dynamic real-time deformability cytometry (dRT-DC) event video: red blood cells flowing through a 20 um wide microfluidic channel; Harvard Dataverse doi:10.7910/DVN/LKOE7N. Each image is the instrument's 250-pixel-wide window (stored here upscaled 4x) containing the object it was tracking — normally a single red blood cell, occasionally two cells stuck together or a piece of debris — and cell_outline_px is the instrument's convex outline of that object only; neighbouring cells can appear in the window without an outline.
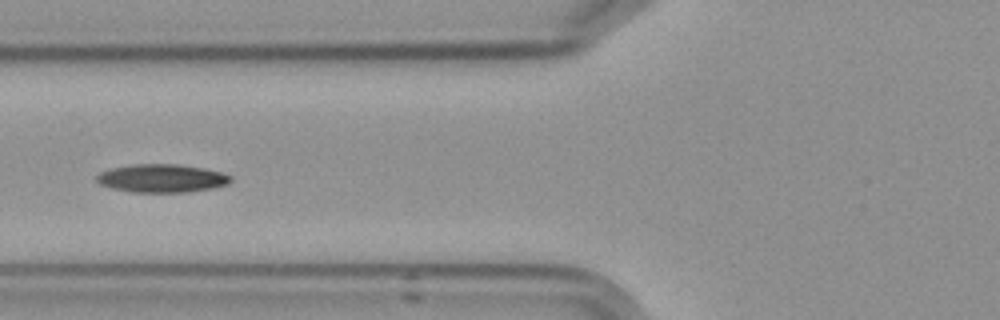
{"species": "Egyptian fruit bat (a non-hibernating species)", "species_latin": "Rousettus aegyptiacus", "temperature_condition": "cold", "stored_images_in_passage": 16, "camera_frame_rate_fps": 3000, "um_per_image_px": 0.085, "frame": {"image": 1, "passage_image": 7, "time_ms": 8.0, "image_size_px": [1000, 320], "cell_outline_px": [[232, 180], [228, 184], [212, 188], [188, 192], [132, 192], [112, 188], [100, 184], [96, 180], [96, 176], [100, 172], [112, 168], [132, 164], [176, 164], [200, 168], [220, 172], [232, 176]], "centroid_in_image_um": [13.74, 15.16], "position_along_channel_um": 112.1, "area_um2": 21.91}}
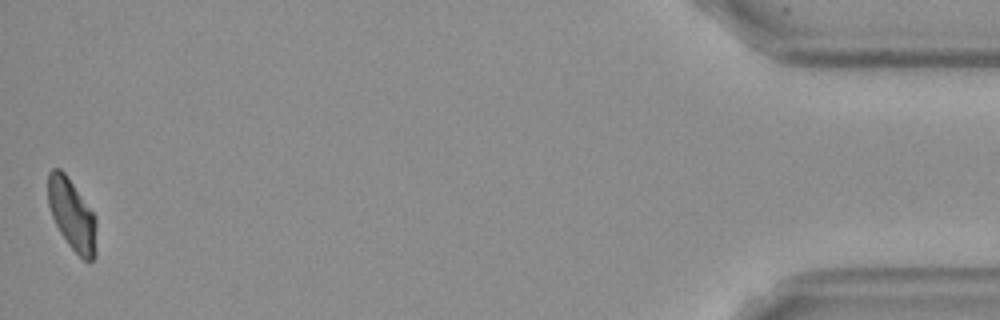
{"frame": {"image": 2, "passage_image": 16, "time_ms": 19.333, "image_size_px": [1000, 320], "cell_outline_px": [[96, 256], [92, 260], [84, 260], [68, 244], [60, 232], [52, 216], [48, 204], [48, 172], [52, 168], [60, 168], [64, 172], [96, 216]], "centroid_in_image_um": [6.12, 18.24], "position_along_channel_um": 429.1, "area_um2": 20.0}, "authors_computed_cell_mechanics": {"area_um2": 20.6924, "velocity_mm_per_s": 3.5473, "shape_relaxation_time_tau1_ms": 7.6755, "shape_relaxation_time_tau2_ms": null, "deformation_change_tau1": 0.1521, "deformation_change_tau2": null}}